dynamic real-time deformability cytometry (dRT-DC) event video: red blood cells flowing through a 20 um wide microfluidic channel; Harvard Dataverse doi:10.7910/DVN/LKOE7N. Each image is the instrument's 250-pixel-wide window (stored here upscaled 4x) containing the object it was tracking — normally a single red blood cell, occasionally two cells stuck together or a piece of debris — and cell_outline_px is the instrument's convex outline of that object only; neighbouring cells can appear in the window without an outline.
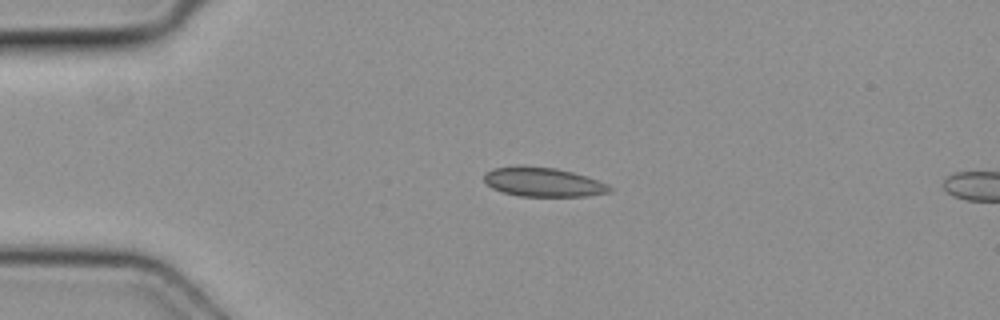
{"species": "common noctule bat (a hibernating species)", "species_latin": "Nyctalus noctula", "temperature_condition": "cold", "stored_images_in_passage": 3, "camera_frame_rate_fps": 3000, "um_per_image_px": 0.085, "animal": {"sex": "female", "body_mass_g": 19.3, "forearm_length_mm": 54.1}, "frame": {"image": 1, "passage_image": 2, "time_ms": 0.333, "image_size_px": [1000, 320], "cell_outline_px": [[612, 192], [588, 196], [520, 196], [504, 192], [492, 188], [484, 180], [484, 172], [492, 168], [520, 164], [556, 168], [572, 172], [608, 184], [612, 188]], "centroid_in_image_um": [46.13, 15.46], "position_along_channel_um": 38.9, "area_um2": 21.56}}